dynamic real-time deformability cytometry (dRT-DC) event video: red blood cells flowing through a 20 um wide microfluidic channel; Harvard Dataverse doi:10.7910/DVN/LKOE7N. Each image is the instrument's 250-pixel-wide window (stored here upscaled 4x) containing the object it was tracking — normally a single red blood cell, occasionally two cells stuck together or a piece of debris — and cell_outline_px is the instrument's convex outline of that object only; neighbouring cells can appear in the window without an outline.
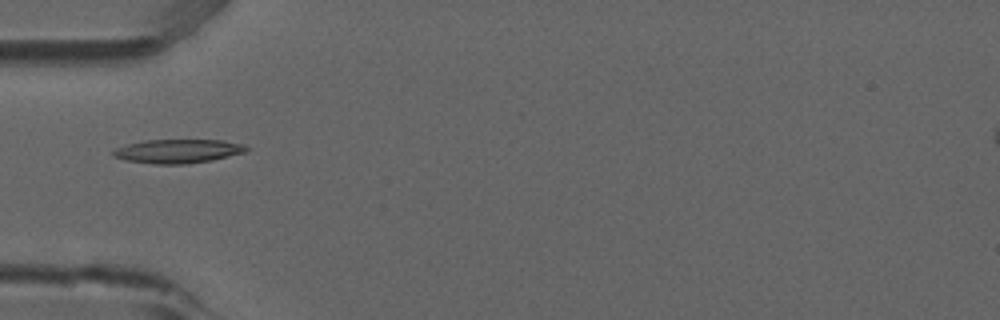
{"species": "common noctule bat (a hibernating species)", "species_latin": "Nyctalus noctula", "temperature_condition": "room temperature", "stored_images_in_passage": 7, "camera_frame_rate_fps": 3000, "um_per_image_px": 0.085, "animal": {"sex": "male", "forearm_length_mm": 52.5}, "frame": {"image": 1, "passage_image": 3, "time_ms": 0.667, "image_size_px": [1000, 320], "cell_outline_px": [[248, 148], [244, 152], [212, 160], [188, 164], [156, 164], [124, 160], [112, 156], [112, 152], [116, 148], [128, 144], [144, 140], [224, 140], [244, 144]], "centroid_in_image_um": [15.1, 12.85], "position_along_channel_um": 69.9, "area_um2": 18.5}}
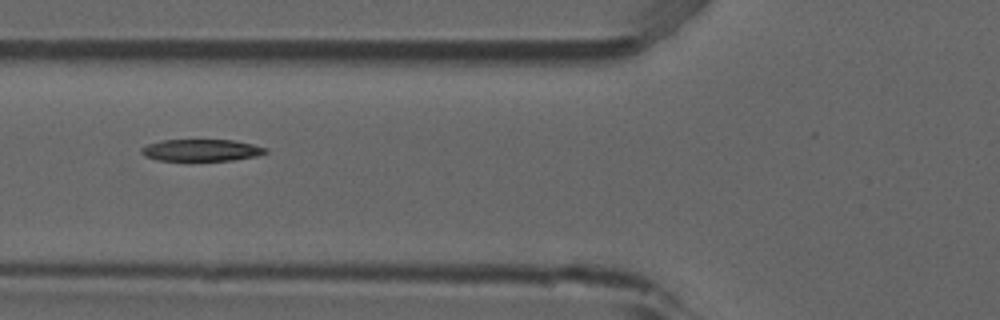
{"frame": {"image": 2, "passage_image": 4, "time_ms": 1.0, "image_size_px": [1000, 320], "cell_outline_px": [[268, 152], [256, 156], [232, 160], [156, 160], [144, 156], [140, 152], [140, 148], [148, 144], [160, 140], [232, 140], [252, 144], [268, 148]], "centroid_in_image_um": [17.09, 12.76], "position_along_channel_um": 108.7, "area_um2": 15.78}}
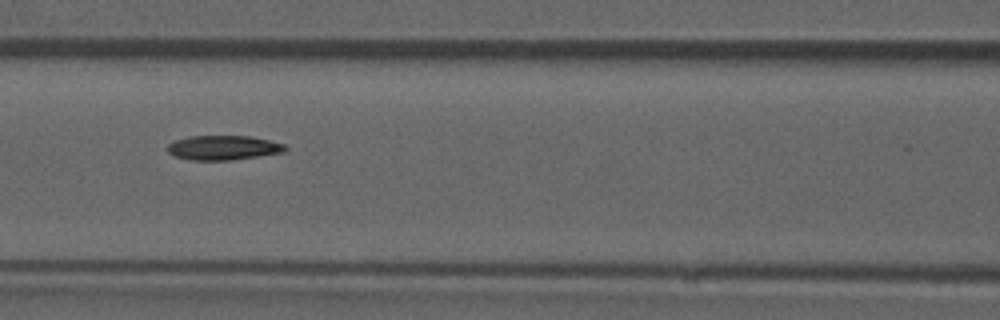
{"frame": {"image": 3, "passage_image": 5, "time_ms": 1.333, "image_size_px": [1000, 320], "cell_outline_px": [[288, 148], [284, 152], [260, 156], [228, 160], [192, 160], [176, 156], [168, 152], [168, 144], [176, 140], [188, 136], [252, 136], [284, 144]], "centroid_in_image_um": [19.0, 12.55], "position_along_channel_um": 147.6, "area_um2": 16.7}}